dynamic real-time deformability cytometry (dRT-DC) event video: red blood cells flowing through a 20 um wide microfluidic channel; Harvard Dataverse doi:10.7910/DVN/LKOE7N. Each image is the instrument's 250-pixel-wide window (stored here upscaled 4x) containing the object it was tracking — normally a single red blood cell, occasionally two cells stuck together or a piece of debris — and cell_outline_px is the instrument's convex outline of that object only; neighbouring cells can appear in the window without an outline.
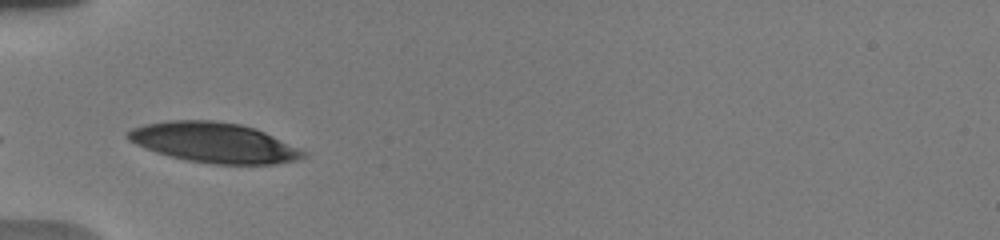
{"species": "human", "species_latin": "Homo sapiens", "temperature_condition": "warm", "stored_images_in_passage": 2, "camera_frame_rate_fps": 3000, "um_per_image_px": 0.085, "donor": {"sex": "male"}, "frame": {"image": 1, "passage_image": 1, "time_ms": 0.0, "image_size_px": [1000, 240], "cell_outline_px": [[308, 156], [296, 160], [276, 164], [212, 164], [188, 160], [156, 152], [136, 144], [128, 140], [124, 136], [132, 128], [144, 124], [168, 120], [212, 120], [240, 124], [256, 128], [300, 148], [308, 152]], "centroid_in_image_um": [18.22, 12.12], "position_along_channel_um": 66.8, "area_um2": 41.04}}